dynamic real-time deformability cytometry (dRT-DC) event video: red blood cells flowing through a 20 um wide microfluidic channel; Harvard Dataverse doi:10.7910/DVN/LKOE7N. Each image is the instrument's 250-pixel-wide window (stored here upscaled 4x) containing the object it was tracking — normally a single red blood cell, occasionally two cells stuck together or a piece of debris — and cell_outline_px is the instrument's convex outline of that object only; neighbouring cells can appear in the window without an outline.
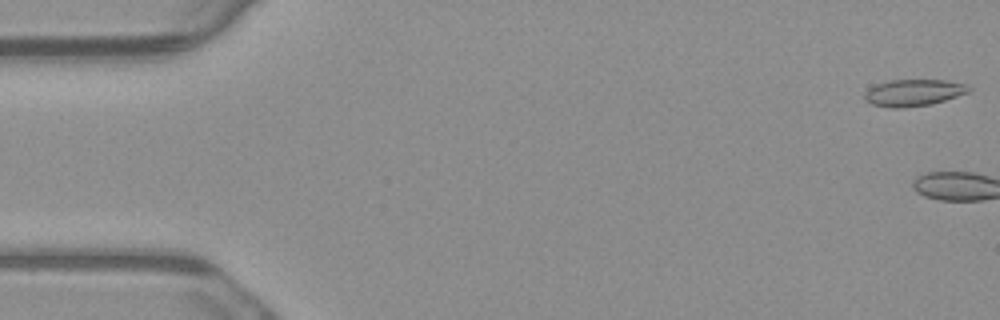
{"species": "common noctule bat (a hibernating species)", "species_latin": "Nyctalus noctula", "temperature_condition": "warm", "stored_images_in_passage": 5, "camera_frame_rate_fps": 3000, "um_per_image_px": 0.085, "animal": {"sex": "male", "body_mass_g": 23.1, "forearm_length_mm": 52.7}, "frame": {"image": 1, "passage_image": 1, "time_ms": 0.0, "image_size_px": [1000, 320], "cell_outline_px": [[972, 88], [968, 92], [932, 104], [904, 108], [888, 108], [872, 104], [864, 100], [864, 92], [872, 84], [888, 80], [948, 80], [968, 84]], "centroid_in_image_um": [77.6, 7.87], "position_along_channel_um": 7.4, "area_um2": 16.59}}